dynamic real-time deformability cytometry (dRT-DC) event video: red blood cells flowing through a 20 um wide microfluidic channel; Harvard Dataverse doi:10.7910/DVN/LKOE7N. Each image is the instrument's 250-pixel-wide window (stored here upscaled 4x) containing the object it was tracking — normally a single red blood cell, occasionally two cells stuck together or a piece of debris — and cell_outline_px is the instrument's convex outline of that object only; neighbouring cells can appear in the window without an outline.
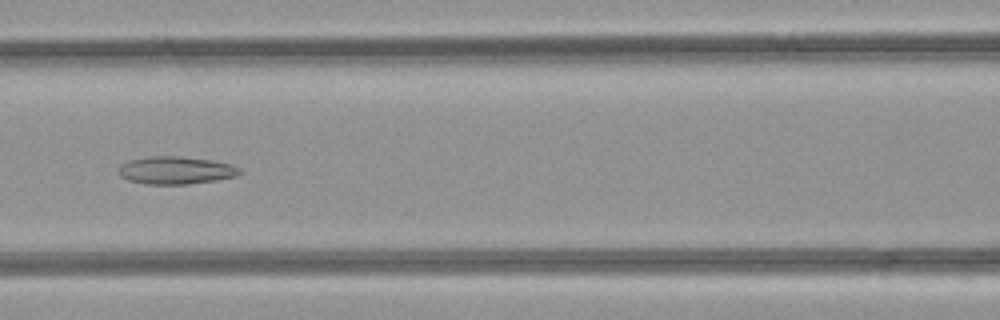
{"species": "common noctule bat (a hibernating species)", "species_latin": "Nyctalus noctula", "temperature_condition": "room temperature", "stored_images_in_passage": 48, "camera_frame_rate_fps": 3000, "um_per_image_px": 0.085, "animal": {"sex": "female", "body_mass_g": 21.9}, "frame": {"image": 1, "passage_image": 21, "time_ms": 6.667, "image_size_px": [1000, 320], "cell_outline_px": [[244, 172], [236, 176], [216, 180], [188, 184], [148, 184], [128, 180], [120, 176], [120, 164], [128, 160], [148, 156], [180, 156], [212, 160], [232, 164], [240, 168]], "centroid_in_image_um": [14.97, 14.47], "position_along_channel_um": 151.6, "area_um2": 19.65}}
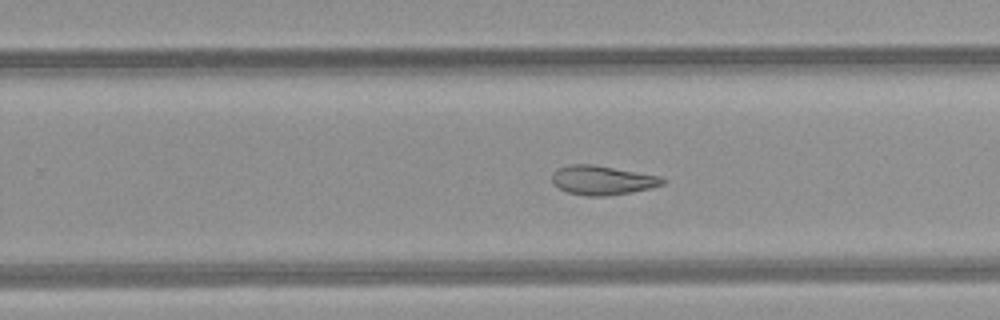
{"frame": {"image": 2, "passage_image": 30, "time_ms": 9.667, "image_size_px": [1000, 320], "cell_outline_px": [[664, 184], [652, 188], [632, 192], [604, 196], [584, 196], [568, 192], [552, 184], [552, 172], [560, 168], [572, 164], [592, 164], [660, 176], [664, 180]], "centroid_in_image_um": [51.19, 15.32], "position_along_channel_um": 278.6, "area_um2": 18.73}}
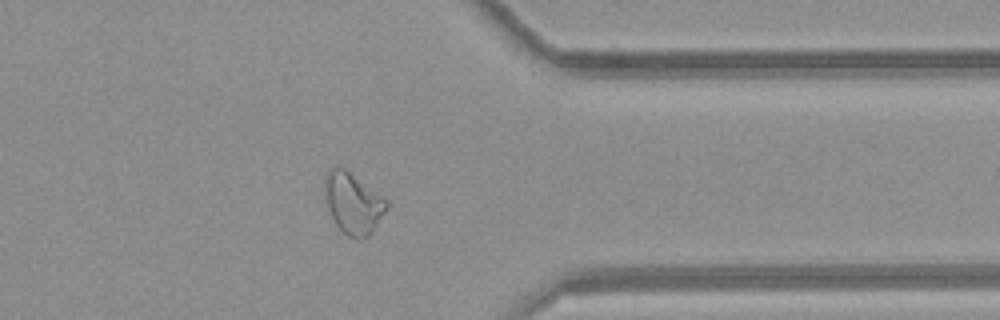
{"frame": {"image": 3, "passage_image": 38, "time_ms": 12.333, "image_size_px": [1000, 320], "cell_outline_px": [[388, 208], [372, 232], [364, 240], [360, 240], [348, 236], [336, 224], [328, 208], [324, 180], [324, 176], [336, 164], [344, 168], [388, 200]], "centroid_in_image_um": [30.03, 17.28], "position_along_channel_um": 381.4, "area_um2": 21.85}, "authors_computed_cell_mechanics": {"area_um2": 23.6402, "velocity_mm_per_s": 4.2445, "shape_relaxation_time_tau1_ms": null, "shape_relaxation_time_tau2_ms": 3.7287, "deformation_change_tau1": null, "deformation_change_tau2": 0.1134}}